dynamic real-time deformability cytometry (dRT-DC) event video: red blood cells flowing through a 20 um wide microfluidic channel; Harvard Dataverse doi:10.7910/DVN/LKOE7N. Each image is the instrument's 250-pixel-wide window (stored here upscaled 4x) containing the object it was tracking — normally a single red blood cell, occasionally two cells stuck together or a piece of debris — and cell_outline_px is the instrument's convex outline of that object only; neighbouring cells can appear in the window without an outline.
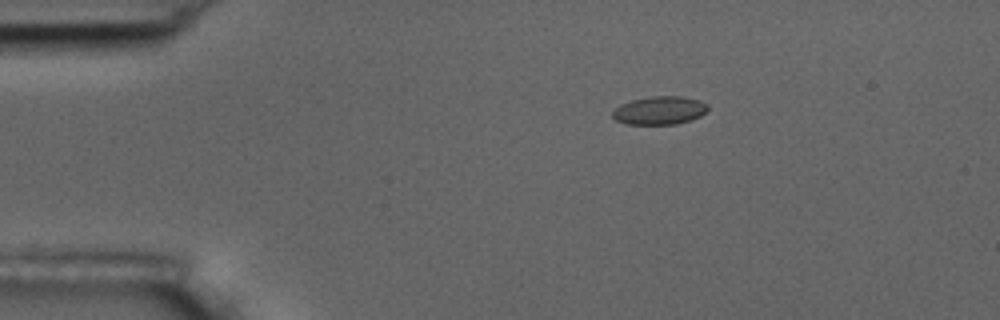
{"species": "common noctule bat (a hibernating species)", "species_latin": "Nyctalus noctula", "temperature_condition": "room temperature", "stored_images_in_passage": 5, "camera_frame_rate_fps": 3000, "um_per_image_px": 0.085, "animal": {"sex": "male", "body_mass_g": 17.5, "forearm_length_mm": 52.3}, "frame": {"image": 1, "passage_image": 3, "time_ms": 3.0, "image_size_px": [1000, 320], "cell_outline_px": [[708, 108], [700, 116], [692, 120], [676, 124], [628, 124], [616, 120], [612, 116], [612, 112], [620, 104], [632, 100], [652, 96], [680, 96], [696, 100], [708, 104]], "centroid_in_image_um": [56.05, 9.39], "position_along_channel_um": 28.9, "area_um2": 15.55}}
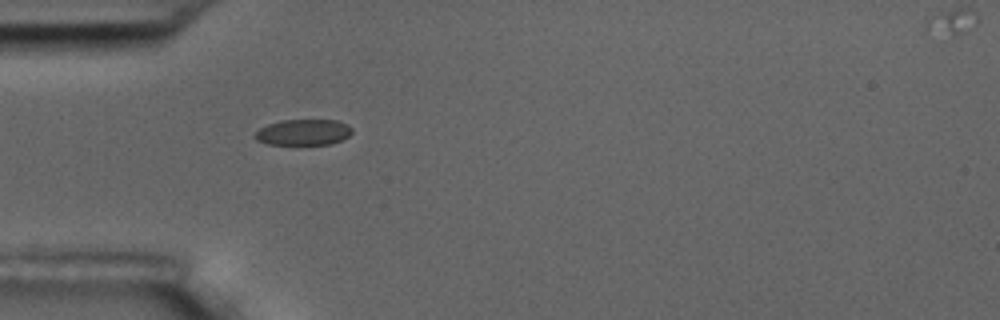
{"frame": {"image": 2, "passage_image": 5, "time_ms": 5.333, "image_size_px": [1000, 320], "cell_outline_px": [[352, 132], [348, 136], [332, 144], [268, 144], [256, 140], [252, 136], [260, 128], [268, 124], [284, 120], [336, 120], [348, 124], [352, 128]], "centroid_in_image_um": [25.78, 11.24], "position_along_channel_um": 59.2, "area_um2": 14.62}}